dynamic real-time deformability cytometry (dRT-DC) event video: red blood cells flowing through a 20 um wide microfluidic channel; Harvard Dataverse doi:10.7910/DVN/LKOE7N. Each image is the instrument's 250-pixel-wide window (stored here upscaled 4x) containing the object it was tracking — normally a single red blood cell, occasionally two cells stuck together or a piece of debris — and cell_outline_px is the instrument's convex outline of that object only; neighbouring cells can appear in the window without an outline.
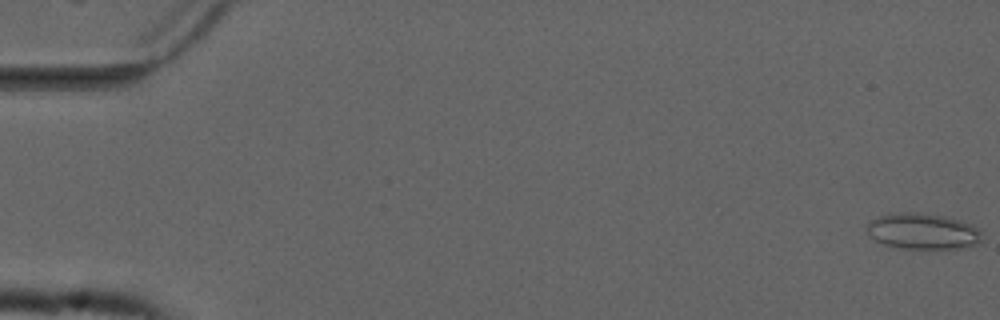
{"species": "common noctule bat (a hibernating species)", "species_latin": "Nyctalus noctula", "temperature_condition": "cold", "stored_images_in_passage": 19, "camera_frame_rate_fps": 3000, "um_per_image_px": 0.085, "animal": {"sex": "male", "forearm_length_mm": 52.5}, "frame": {"image": 1, "passage_image": 1, "time_ms": 0.0, "image_size_px": [1000, 320], "cell_outline_px": [[980, 240], [976, 244], [960, 248], [904, 248], [884, 244], [876, 240], [864, 228], [868, 220], [880, 216], [900, 212], [920, 212], [944, 216], [960, 220], [972, 224], [980, 232]], "centroid_in_image_um": [78.39, 19.63], "position_along_channel_um": 6.6, "area_um2": 23.93}}
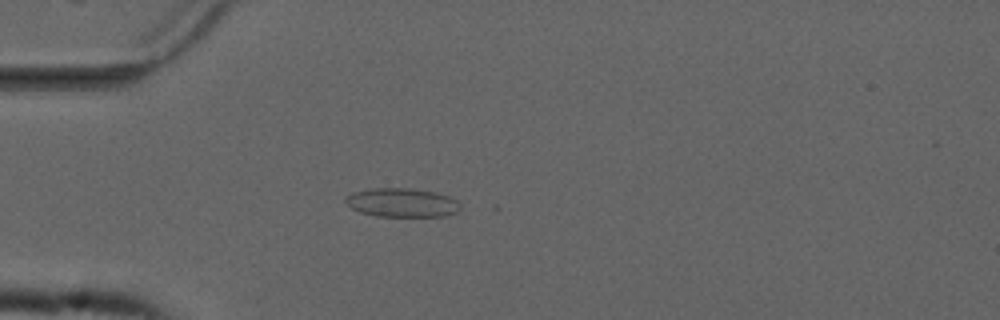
{"frame": {"image": 2, "passage_image": 16, "time_ms": 5.0, "image_size_px": [1000, 320], "cell_outline_px": [[460, 208], [456, 212], [444, 216], [376, 216], [360, 212], [352, 208], [344, 200], [352, 192], [376, 188], [408, 188], [432, 192], [448, 196], [456, 200], [460, 204]], "centroid_in_image_um": [34.16, 17.23], "position_along_channel_um": 50.8, "area_um2": 19.02}}